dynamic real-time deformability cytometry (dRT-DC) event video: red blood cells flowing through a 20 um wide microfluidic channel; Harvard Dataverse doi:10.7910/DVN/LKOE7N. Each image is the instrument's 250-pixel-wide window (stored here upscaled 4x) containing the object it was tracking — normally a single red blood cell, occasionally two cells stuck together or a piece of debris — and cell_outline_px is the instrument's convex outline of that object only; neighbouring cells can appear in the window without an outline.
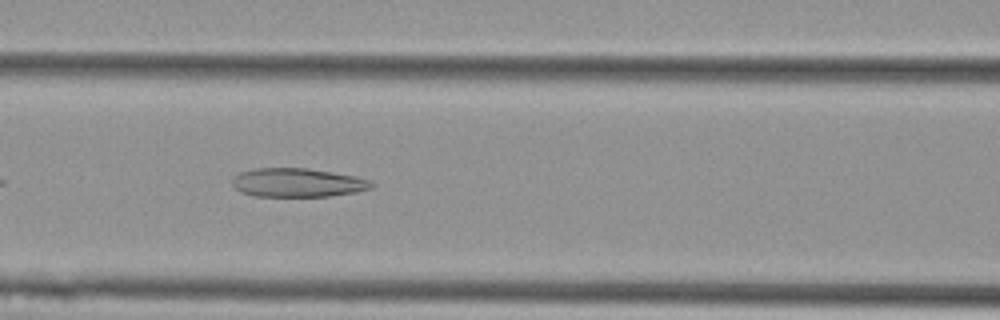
{"species": "Egyptian fruit bat (a non-hibernating species)", "species_latin": "Rousettus aegyptiacus", "temperature_condition": "cold", "stored_images_in_passage": 30, "camera_frame_rate_fps": 3000, "um_per_image_px": 0.085, "animal": {"sex": "female"}, "frame": {"image": 1, "passage_image": 9, "time_ms": 2.667, "image_size_px": [1000, 320], "cell_outline_px": [[376, 184], [372, 188], [356, 192], [328, 196], [256, 196], [240, 192], [232, 184], [232, 180], [240, 172], [252, 168], [308, 168], [356, 176], [368, 180]], "centroid_in_image_um": [25.3, 15.52], "position_along_channel_um": 141.3, "area_um2": 23.35}}
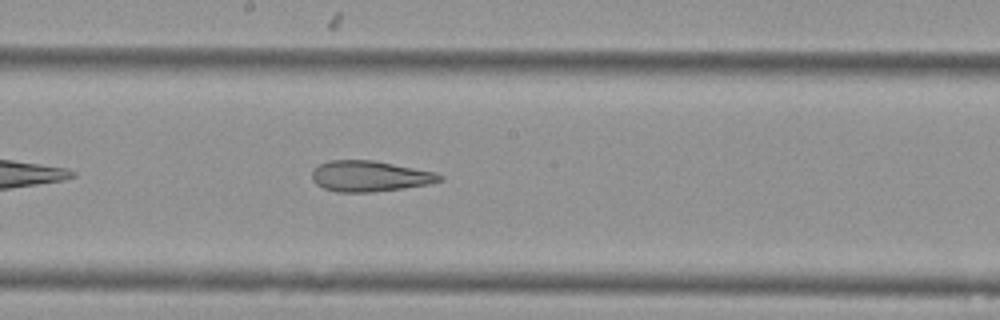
{"frame": {"image": 2, "passage_image": 15, "time_ms": 4.667, "image_size_px": [1000, 320], "cell_outline_px": [[444, 180], [428, 184], [404, 188], [372, 192], [336, 192], [324, 188], [316, 184], [312, 180], [312, 172], [320, 164], [328, 160], [372, 160], [436, 172], [444, 176]], "centroid_in_image_um": [31.44, 14.98], "position_along_channel_um": 216.8, "area_um2": 22.89}}
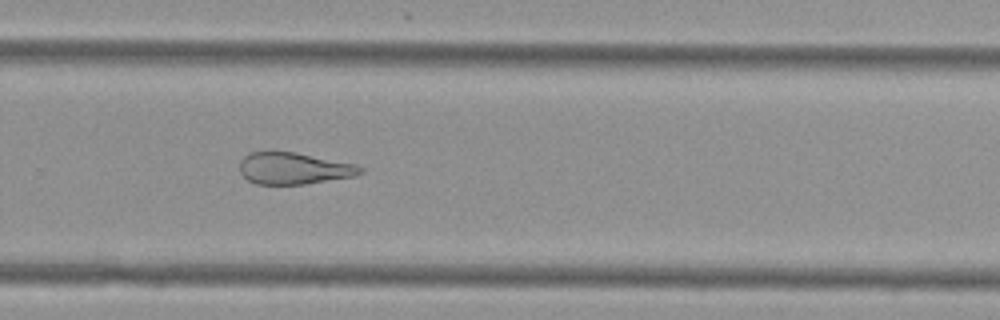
{"frame": {"image": 3, "passage_image": 22, "time_ms": 7.0, "image_size_px": [1000, 320], "cell_outline_px": [[364, 172], [356, 176], [304, 184], [256, 184], [248, 180], [240, 172], [240, 160], [244, 156], [252, 152], [268, 148], [272, 148], [296, 152], [356, 164], [364, 168]], "centroid_in_image_um": [24.95, 14.27], "position_along_channel_um": 304.8, "area_um2": 23.0}, "authors_computed_cell_mechanics": {"area_um2": 23.1489, "velocity_mm_per_s": 3.7919, "shape_relaxation_time_tau1_ms": null, "shape_relaxation_time_tau2_ms": 4.2041, "deformation_change_tau1": null, "deformation_change_tau2": 0.1676}}